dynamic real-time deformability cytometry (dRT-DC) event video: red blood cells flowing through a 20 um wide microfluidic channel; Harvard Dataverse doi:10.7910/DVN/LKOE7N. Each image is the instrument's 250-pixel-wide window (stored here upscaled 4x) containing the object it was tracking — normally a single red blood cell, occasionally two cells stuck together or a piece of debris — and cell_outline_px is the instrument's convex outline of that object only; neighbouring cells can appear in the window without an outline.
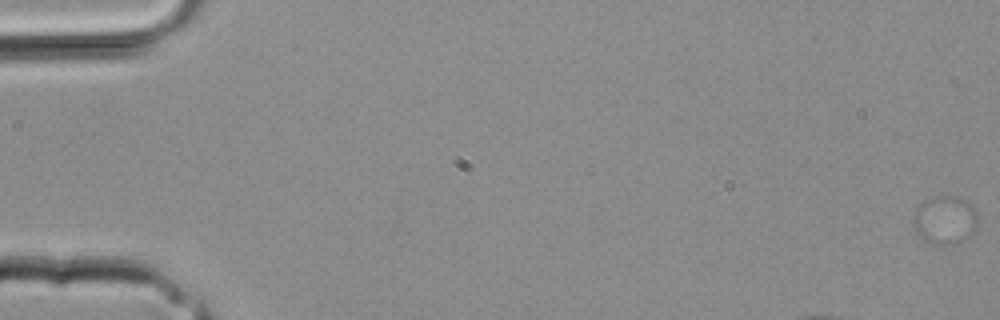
{"species": "common noctule bat (a hibernating species)", "species_latin": "Nyctalus noctula", "temperature_condition": "room temperature", "stored_images_in_passage": 4, "camera_frame_rate_fps": 3000, "um_per_image_px": 0.085, "animal": {"sex": "male", "body_mass_g": 20.4}, "frame": {"image": 1, "passage_image": 1, "time_ms": 0.0, "image_size_px": [1000, 320], "cell_outline_px": [[976, 224], [972, 232], [968, 236], [952, 244], [940, 244], [924, 240], [916, 232], [916, 208], [924, 200], [932, 196], [956, 196], [964, 200], [976, 212]], "centroid_in_image_um": [80.31, 18.67], "position_along_channel_um": 4.7, "area_um2": 17.34}}